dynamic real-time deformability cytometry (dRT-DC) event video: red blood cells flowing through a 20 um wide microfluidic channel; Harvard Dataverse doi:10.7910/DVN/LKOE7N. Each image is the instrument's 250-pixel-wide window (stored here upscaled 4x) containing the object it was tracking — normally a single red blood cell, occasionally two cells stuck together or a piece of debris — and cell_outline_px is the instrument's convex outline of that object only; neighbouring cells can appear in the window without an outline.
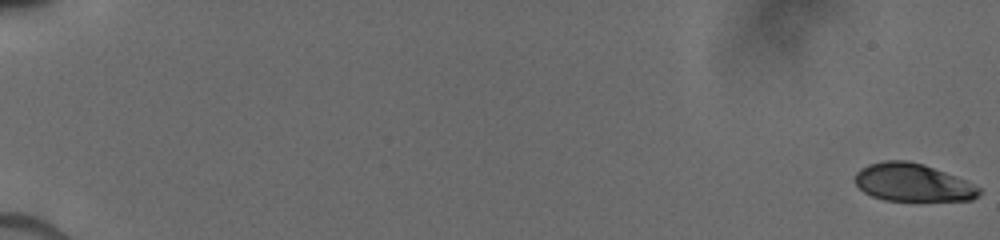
{"species": "human", "species_latin": "Homo sapiens", "temperature_condition": "cold", "stored_images_in_passage": 42, "camera_frame_rate_fps": 3000, "um_per_image_px": 0.085, "donor": {"sex": "male"}, "frame": {"image": 1, "passage_image": 1, "time_ms": 0.0, "image_size_px": [1000, 240], "cell_outline_px": [[980, 196], [972, 200], [884, 200], [872, 196], [864, 192], [856, 184], [856, 172], [860, 168], [868, 164], [884, 160], [908, 160], [924, 164], [956, 176], [980, 188]], "centroid_in_image_um": [77.57, 15.5], "position_along_channel_um": 7.4, "area_um2": 27.28}}
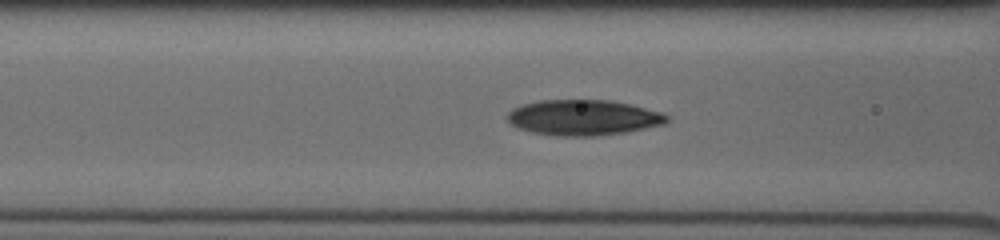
{"frame": {"image": 2, "passage_image": 26, "time_ms": 8.0, "image_size_px": [1000, 240], "cell_outline_px": [[668, 120], [664, 124], [624, 132], [596, 136], [556, 136], [532, 132], [516, 128], [504, 116], [512, 108], [536, 100], [612, 100], [664, 112], [668, 116]], "centroid_in_image_um": [49.55, 9.99], "position_along_channel_um": 117.1, "area_um2": 33.23}}
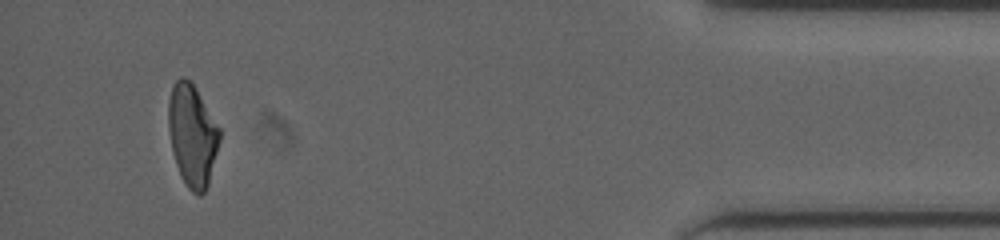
{"frame": {"image": 3, "passage_image": 42, "time_ms": 16.667, "image_size_px": [1000, 240], "cell_outline_px": [[220, 140], [208, 184], [204, 192], [200, 196], [192, 192], [188, 188], [180, 176], [176, 164], [172, 148], [168, 128], [168, 100], [172, 84], [180, 76], [184, 76], [196, 88], [220, 128]], "centroid_in_image_um": [16.33, 11.48], "position_along_channel_um": 418.9, "area_um2": 30.4}}